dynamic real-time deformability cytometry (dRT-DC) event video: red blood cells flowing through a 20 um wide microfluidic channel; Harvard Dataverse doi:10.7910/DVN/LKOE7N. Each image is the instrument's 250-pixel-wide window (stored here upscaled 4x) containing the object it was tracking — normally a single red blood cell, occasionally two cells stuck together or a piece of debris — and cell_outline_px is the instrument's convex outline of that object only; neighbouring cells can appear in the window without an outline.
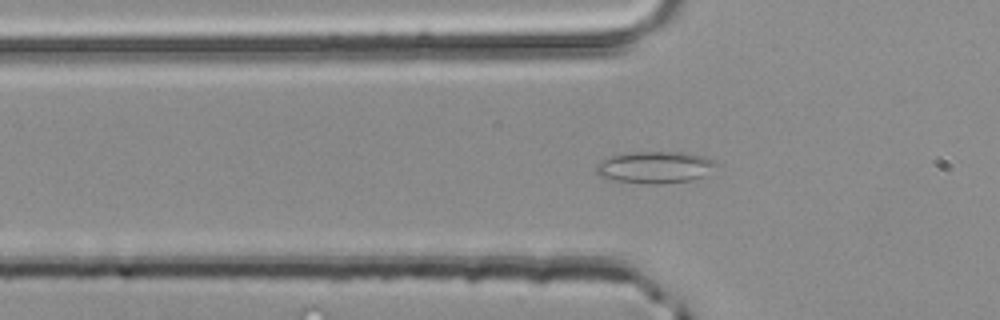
{"species": "common noctule bat (a hibernating species)", "species_latin": "Nyctalus noctula", "temperature_condition": "room temperature", "stored_images_in_passage": 35, "camera_frame_rate_fps": 3000, "um_per_image_px": 0.085, "animal": {"sex": "male", "body_mass_g": 20.4}, "frame": {"image": 1, "passage_image": 2, "time_ms": 0.333, "image_size_px": [1000, 320], "cell_outline_px": [[716, 164], [704, 176], [692, 180], [656, 184], [652, 184], [612, 180], [600, 176], [596, 172], [596, 164], [612, 156], [628, 152], [684, 152], [704, 156], [712, 160]], "centroid_in_image_um": [55.65, 14.21], "position_along_channel_um": 70.2, "area_um2": 22.02}}
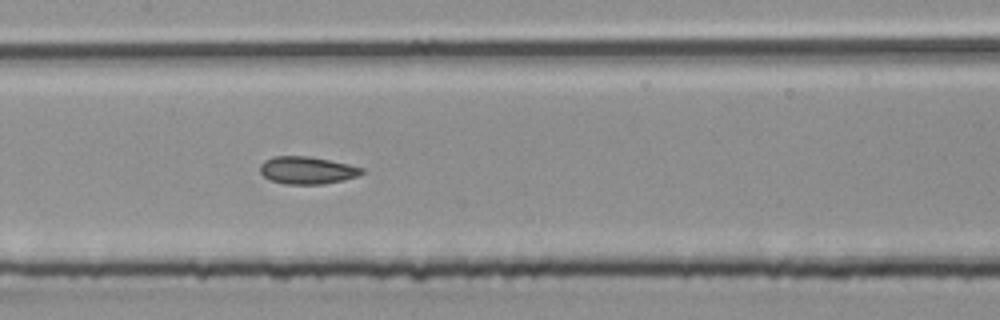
{"frame": {"image": 2, "passage_image": 10, "time_ms": 3.0, "image_size_px": [1000, 320], "cell_outline_px": [[364, 172], [356, 176], [344, 180], [324, 184], [284, 184], [272, 180], [264, 176], [260, 172], [260, 164], [264, 160], [272, 156], [308, 156], [348, 164], [364, 168]], "centroid_in_image_um": [26.09, 14.47], "position_along_channel_um": 181.3, "area_um2": 16.24}}
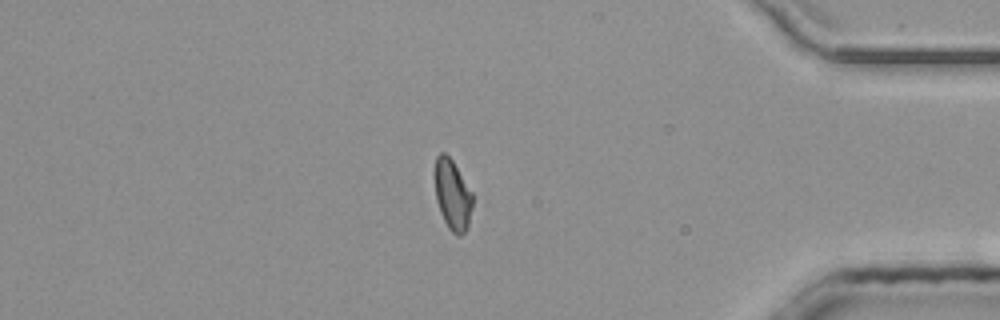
{"frame": {"image": 3, "passage_image": 28, "time_ms": 9.0, "image_size_px": [1000, 320], "cell_outline_px": [[472, 208], [468, 224], [464, 232], [460, 236], [456, 236], [448, 228], [440, 212], [436, 200], [436, 156], [440, 152], [444, 152], [452, 160], [472, 192]], "centroid_in_image_um": [38.47, 16.58], "position_along_channel_um": 396.7, "area_um2": 15.2}, "authors_computed_cell_mechanics": {"area_um2": 16.0684, "velocity_mm_per_s": 4.1525, "shape_relaxation_time_tau1_ms": 4.8734, "shape_relaxation_time_tau2_ms": 1.7342, "deformation_change_tau1": 0.0844, "deformation_change_tau2": 0.082}}